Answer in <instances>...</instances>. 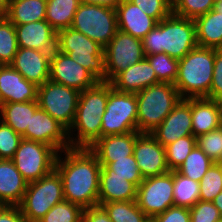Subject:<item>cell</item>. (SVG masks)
Returning <instances> with one entry per match:
<instances>
[{
  "instance_id": "1",
  "label": "cell",
  "mask_w": 222,
  "mask_h": 222,
  "mask_svg": "<svg viewBox=\"0 0 222 222\" xmlns=\"http://www.w3.org/2000/svg\"><path fill=\"white\" fill-rule=\"evenodd\" d=\"M60 153L55 170L62 180L65 200L83 209L98 206L101 165L97 156L89 148H68Z\"/></svg>"
},
{
  "instance_id": "2",
  "label": "cell",
  "mask_w": 222,
  "mask_h": 222,
  "mask_svg": "<svg viewBox=\"0 0 222 222\" xmlns=\"http://www.w3.org/2000/svg\"><path fill=\"white\" fill-rule=\"evenodd\" d=\"M107 101L108 82H99L80 92L75 118L68 130L70 148H90L101 138L102 115Z\"/></svg>"
},
{
  "instance_id": "3",
  "label": "cell",
  "mask_w": 222,
  "mask_h": 222,
  "mask_svg": "<svg viewBox=\"0 0 222 222\" xmlns=\"http://www.w3.org/2000/svg\"><path fill=\"white\" fill-rule=\"evenodd\" d=\"M142 45L145 56L166 53L182 59L198 46L194 20L171 13L142 39Z\"/></svg>"
},
{
  "instance_id": "4",
  "label": "cell",
  "mask_w": 222,
  "mask_h": 222,
  "mask_svg": "<svg viewBox=\"0 0 222 222\" xmlns=\"http://www.w3.org/2000/svg\"><path fill=\"white\" fill-rule=\"evenodd\" d=\"M215 50V48L197 46L179 59L174 86L182 99L209 95L213 80Z\"/></svg>"
},
{
  "instance_id": "5",
  "label": "cell",
  "mask_w": 222,
  "mask_h": 222,
  "mask_svg": "<svg viewBox=\"0 0 222 222\" xmlns=\"http://www.w3.org/2000/svg\"><path fill=\"white\" fill-rule=\"evenodd\" d=\"M137 130L151 134L182 99L174 84L157 83L136 93Z\"/></svg>"
},
{
  "instance_id": "6",
  "label": "cell",
  "mask_w": 222,
  "mask_h": 222,
  "mask_svg": "<svg viewBox=\"0 0 222 222\" xmlns=\"http://www.w3.org/2000/svg\"><path fill=\"white\" fill-rule=\"evenodd\" d=\"M56 49L90 71L99 82H106L104 48L94 40L70 27L57 32Z\"/></svg>"
},
{
  "instance_id": "7",
  "label": "cell",
  "mask_w": 222,
  "mask_h": 222,
  "mask_svg": "<svg viewBox=\"0 0 222 222\" xmlns=\"http://www.w3.org/2000/svg\"><path fill=\"white\" fill-rule=\"evenodd\" d=\"M63 200L62 180L54 169L39 180L28 183L19 207L28 222H39L55 204Z\"/></svg>"
},
{
  "instance_id": "8",
  "label": "cell",
  "mask_w": 222,
  "mask_h": 222,
  "mask_svg": "<svg viewBox=\"0 0 222 222\" xmlns=\"http://www.w3.org/2000/svg\"><path fill=\"white\" fill-rule=\"evenodd\" d=\"M71 28L105 48L118 31L116 11L107 6L81 3Z\"/></svg>"
},
{
  "instance_id": "9",
  "label": "cell",
  "mask_w": 222,
  "mask_h": 222,
  "mask_svg": "<svg viewBox=\"0 0 222 222\" xmlns=\"http://www.w3.org/2000/svg\"><path fill=\"white\" fill-rule=\"evenodd\" d=\"M130 132H138L136 94L117 91L108 83V101L102 115L101 137Z\"/></svg>"
},
{
  "instance_id": "10",
  "label": "cell",
  "mask_w": 222,
  "mask_h": 222,
  "mask_svg": "<svg viewBox=\"0 0 222 222\" xmlns=\"http://www.w3.org/2000/svg\"><path fill=\"white\" fill-rule=\"evenodd\" d=\"M58 153L44 143L22 139L12 160L23 178L30 183L55 169Z\"/></svg>"
},
{
  "instance_id": "11",
  "label": "cell",
  "mask_w": 222,
  "mask_h": 222,
  "mask_svg": "<svg viewBox=\"0 0 222 222\" xmlns=\"http://www.w3.org/2000/svg\"><path fill=\"white\" fill-rule=\"evenodd\" d=\"M79 95L76 89L48 80L38 86L37 102L40 109L69 130L75 118Z\"/></svg>"
},
{
  "instance_id": "12",
  "label": "cell",
  "mask_w": 222,
  "mask_h": 222,
  "mask_svg": "<svg viewBox=\"0 0 222 222\" xmlns=\"http://www.w3.org/2000/svg\"><path fill=\"white\" fill-rule=\"evenodd\" d=\"M106 82L110 83L119 73L144 59L142 39L117 31L104 48Z\"/></svg>"
},
{
  "instance_id": "13",
  "label": "cell",
  "mask_w": 222,
  "mask_h": 222,
  "mask_svg": "<svg viewBox=\"0 0 222 222\" xmlns=\"http://www.w3.org/2000/svg\"><path fill=\"white\" fill-rule=\"evenodd\" d=\"M136 203L150 219L174 206L173 170L144 178L137 187Z\"/></svg>"
},
{
  "instance_id": "14",
  "label": "cell",
  "mask_w": 222,
  "mask_h": 222,
  "mask_svg": "<svg viewBox=\"0 0 222 222\" xmlns=\"http://www.w3.org/2000/svg\"><path fill=\"white\" fill-rule=\"evenodd\" d=\"M49 80L79 92L90 89L99 83L90 71L57 49L51 53Z\"/></svg>"
},
{
  "instance_id": "15",
  "label": "cell",
  "mask_w": 222,
  "mask_h": 222,
  "mask_svg": "<svg viewBox=\"0 0 222 222\" xmlns=\"http://www.w3.org/2000/svg\"><path fill=\"white\" fill-rule=\"evenodd\" d=\"M22 138L44 143L58 152L70 148L68 130L40 108L31 117L30 130Z\"/></svg>"
},
{
  "instance_id": "16",
  "label": "cell",
  "mask_w": 222,
  "mask_h": 222,
  "mask_svg": "<svg viewBox=\"0 0 222 222\" xmlns=\"http://www.w3.org/2000/svg\"><path fill=\"white\" fill-rule=\"evenodd\" d=\"M133 156L143 178L170 172L165 147L151 134H140L136 138Z\"/></svg>"
},
{
  "instance_id": "17",
  "label": "cell",
  "mask_w": 222,
  "mask_h": 222,
  "mask_svg": "<svg viewBox=\"0 0 222 222\" xmlns=\"http://www.w3.org/2000/svg\"><path fill=\"white\" fill-rule=\"evenodd\" d=\"M151 135L164 147L180 137L193 135L190 98L181 99Z\"/></svg>"
},
{
  "instance_id": "18",
  "label": "cell",
  "mask_w": 222,
  "mask_h": 222,
  "mask_svg": "<svg viewBox=\"0 0 222 222\" xmlns=\"http://www.w3.org/2000/svg\"><path fill=\"white\" fill-rule=\"evenodd\" d=\"M51 53L30 48H19L10 64L27 81L41 86L49 80Z\"/></svg>"
},
{
  "instance_id": "19",
  "label": "cell",
  "mask_w": 222,
  "mask_h": 222,
  "mask_svg": "<svg viewBox=\"0 0 222 222\" xmlns=\"http://www.w3.org/2000/svg\"><path fill=\"white\" fill-rule=\"evenodd\" d=\"M34 83L27 81L11 65H0V103L29 102L37 100Z\"/></svg>"
},
{
  "instance_id": "20",
  "label": "cell",
  "mask_w": 222,
  "mask_h": 222,
  "mask_svg": "<svg viewBox=\"0 0 222 222\" xmlns=\"http://www.w3.org/2000/svg\"><path fill=\"white\" fill-rule=\"evenodd\" d=\"M19 48L52 53L57 47V32L46 20L14 25Z\"/></svg>"
},
{
  "instance_id": "21",
  "label": "cell",
  "mask_w": 222,
  "mask_h": 222,
  "mask_svg": "<svg viewBox=\"0 0 222 222\" xmlns=\"http://www.w3.org/2000/svg\"><path fill=\"white\" fill-rule=\"evenodd\" d=\"M115 11L118 30L140 39H143L158 23L129 0H122Z\"/></svg>"
},
{
  "instance_id": "22",
  "label": "cell",
  "mask_w": 222,
  "mask_h": 222,
  "mask_svg": "<svg viewBox=\"0 0 222 222\" xmlns=\"http://www.w3.org/2000/svg\"><path fill=\"white\" fill-rule=\"evenodd\" d=\"M157 83L159 82L155 71L146 57L129 66L110 82L117 91L135 94Z\"/></svg>"
},
{
  "instance_id": "23",
  "label": "cell",
  "mask_w": 222,
  "mask_h": 222,
  "mask_svg": "<svg viewBox=\"0 0 222 222\" xmlns=\"http://www.w3.org/2000/svg\"><path fill=\"white\" fill-rule=\"evenodd\" d=\"M137 196V186L125 178L116 176L107 166H101L99 180L98 205L107 202L134 201Z\"/></svg>"
},
{
  "instance_id": "24",
  "label": "cell",
  "mask_w": 222,
  "mask_h": 222,
  "mask_svg": "<svg viewBox=\"0 0 222 222\" xmlns=\"http://www.w3.org/2000/svg\"><path fill=\"white\" fill-rule=\"evenodd\" d=\"M139 132L121 135H109L99 138L89 149L97 156L99 163H111L133 155L136 138Z\"/></svg>"
},
{
  "instance_id": "25",
  "label": "cell",
  "mask_w": 222,
  "mask_h": 222,
  "mask_svg": "<svg viewBox=\"0 0 222 222\" xmlns=\"http://www.w3.org/2000/svg\"><path fill=\"white\" fill-rule=\"evenodd\" d=\"M28 182L16 168L12 159H0V204L19 206Z\"/></svg>"
},
{
  "instance_id": "26",
  "label": "cell",
  "mask_w": 222,
  "mask_h": 222,
  "mask_svg": "<svg viewBox=\"0 0 222 222\" xmlns=\"http://www.w3.org/2000/svg\"><path fill=\"white\" fill-rule=\"evenodd\" d=\"M192 133L198 137L220 127L219 101L206 97L190 98Z\"/></svg>"
},
{
  "instance_id": "27",
  "label": "cell",
  "mask_w": 222,
  "mask_h": 222,
  "mask_svg": "<svg viewBox=\"0 0 222 222\" xmlns=\"http://www.w3.org/2000/svg\"><path fill=\"white\" fill-rule=\"evenodd\" d=\"M197 44L222 49V14L214 8L194 19Z\"/></svg>"
},
{
  "instance_id": "28",
  "label": "cell",
  "mask_w": 222,
  "mask_h": 222,
  "mask_svg": "<svg viewBox=\"0 0 222 222\" xmlns=\"http://www.w3.org/2000/svg\"><path fill=\"white\" fill-rule=\"evenodd\" d=\"M38 108L37 100L1 104L0 120L23 136L26 130H30L31 117Z\"/></svg>"
},
{
  "instance_id": "29",
  "label": "cell",
  "mask_w": 222,
  "mask_h": 222,
  "mask_svg": "<svg viewBox=\"0 0 222 222\" xmlns=\"http://www.w3.org/2000/svg\"><path fill=\"white\" fill-rule=\"evenodd\" d=\"M47 0H11L5 16L14 24L45 20Z\"/></svg>"
},
{
  "instance_id": "30",
  "label": "cell",
  "mask_w": 222,
  "mask_h": 222,
  "mask_svg": "<svg viewBox=\"0 0 222 222\" xmlns=\"http://www.w3.org/2000/svg\"><path fill=\"white\" fill-rule=\"evenodd\" d=\"M80 4L79 0H47L45 20L56 32L70 28Z\"/></svg>"
},
{
  "instance_id": "31",
  "label": "cell",
  "mask_w": 222,
  "mask_h": 222,
  "mask_svg": "<svg viewBox=\"0 0 222 222\" xmlns=\"http://www.w3.org/2000/svg\"><path fill=\"white\" fill-rule=\"evenodd\" d=\"M200 183L173 170L174 206L191 208L200 200Z\"/></svg>"
},
{
  "instance_id": "32",
  "label": "cell",
  "mask_w": 222,
  "mask_h": 222,
  "mask_svg": "<svg viewBox=\"0 0 222 222\" xmlns=\"http://www.w3.org/2000/svg\"><path fill=\"white\" fill-rule=\"evenodd\" d=\"M112 222H151L134 201L107 202L100 205Z\"/></svg>"
},
{
  "instance_id": "33",
  "label": "cell",
  "mask_w": 222,
  "mask_h": 222,
  "mask_svg": "<svg viewBox=\"0 0 222 222\" xmlns=\"http://www.w3.org/2000/svg\"><path fill=\"white\" fill-rule=\"evenodd\" d=\"M213 163L202 149L196 145L176 171L187 178L200 182Z\"/></svg>"
},
{
  "instance_id": "34",
  "label": "cell",
  "mask_w": 222,
  "mask_h": 222,
  "mask_svg": "<svg viewBox=\"0 0 222 222\" xmlns=\"http://www.w3.org/2000/svg\"><path fill=\"white\" fill-rule=\"evenodd\" d=\"M19 49L14 24L0 15V65H10Z\"/></svg>"
},
{
  "instance_id": "35",
  "label": "cell",
  "mask_w": 222,
  "mask_h": 222,
  "mask_svg": "<svg viewBox=\"0 0 222 222\" xmlns=\"http://www.w3.org/2000/svg\"><path fill=\"white\" fill-rule=\"evenodd\" d=\"M146 58L155 71L158 82L174 84L179 67L178 59L170 57L166 53L146 55Z\"/></svg>"
},
{
  "instance_id": "36",
  "label": "cell",
  "mask_w": 222,
  "mask_h": 222,
  "mask_svg": "<svg viewBox=\"0 0 222 222\" xmlns=\"http://www.w3.org/2000/svg\"><path fill=\"white\" fill-rule=\"evenodd\" d=\"M195 146L196 137L193 135L180 137L175 142L165 146L166 162L169 170H177Z\"/></svg>"
},
{
  "instance_id": "37",
  "label": "cell",
  "mask_w": 222,
  "mask_h": 222,
  "mask_svg": "<svg viewBox=\"0 0 222 222\" xmlns=\"http://www.w3.org/2000/svg\"><path fill=\"white\" fill-rule=\"evenodd\" d=\"M83 211L79 205L63 200L55 204L39 222H80Z\"/></svg>"
},
{
  "instance_id": "38",
  "label": "cell",
  "mask_w": 222,
  "mask_h": 222,
  "mask_svg": "<svg viewBox=\"0 0 222 222\" xmlns=\"http://www.w3.org/2000/svg\"><path fill=\"white\" fill-rule=\"evenodd\" d=\"M215 0H172V13L195 19L214 8Z\"/></svg>"
},
{
  "instance_id": "39",
  "label": "cell",
  "mask_w": 222,
  "mask_h": 222,
  "mask_svg": "<svg viewBox=\"0 0 222 222\" xmlns=\"http://www.w3.org/2000/svg\"><path fill=\"white\" fill-rule=\"evenodd\" d=\"M200 200L213 201L222 191V170L218 163H213L200 180Z\"/></svg>"
},
{
  "instance_id": "40",
  "label": "cell",
  "mask_w": 222,
  "mask_h": 222,
  "mask_svg": "<svg viewBox=\"0 0 222 222\" xmlns=\"http://www.w3.org/2000/svg\"><path fill=\"white\" fill-rule=\"evenodd\" d=\"M101 166H107L113 170L116 176L125 178L127 181L134 183L137 187L144 180L136 160L133 155L126 156L122 159H114L111 163H100Z\"/></svg>"
},
{
  "instance_id": "41",
  "label": "cell",
  "mask_w": 222,
  "mask_h": 222,
  "mask_svg": "<svg viewBox=\"0 0 222 222\" xmlns=\"http://www.w3.org/2000/svg\"><path fill=\"white\" fill-rule=\"evenodd\" d=\"M196 145L214 162L222 161V127L196 137Z\"/></svg>"
},
{
  "instance_id": "42",
  "label": "cell",
  "mask_w": 222,
  "mask_h": 222,
  "mask_svg": "<svg viewBox=\"0 0 222 222\" xmlns=\"http://www.w3.org/2000/svg\"><path fill=\"white\" fill-rule=\"evenodd\" d=\"M22 136L0 120V159H12Z\"/></svg>"
},
{
  "instance_id": "43",
  "label": "cell",
  "mask_w": 222,
  "mask_h": 222,
  "mask_svg": "<svg viewBox=\"0 0 222 222\" xmlns=\"http://www.w3.org/2000/svg\"><path fill=\"white\" fill-rule=\"evenodd\" d=\"M157 22L172 13V0H129Z\"/></svg>"
},
{
  "instance_id": "44",
  "label": "cell",
  "mask_w": 222,
  "mask_h": 222,
  "mask_svg": "<svg viewBox=\"0 0 222 222\" xmlns=\"http://www.w3.org/2000/svg\"><path fill=\"white\" fill-rule=\"evenodd\" d=\"M190 210V222H222V215L211 201L199 200Z\"/></svg>"
},
{
  "instance_id": "45",
  "label": "cell",
  "mask_w": 222,
  "mask_h": 222,
  "mask_svg": "<svg viewBox=\"0 0 222 222\" xmlns=\"http://www.w3.org/2000/svg\"><path fill=\"white\" fill-rule=\"evenodd\" d=\"M206 98L222 100V49L215 50L213 80Z\"/></svg>"
},
{
  "instance_id": "46",
  "label": "cell",
  "mask_w": 222,
  "mask_h": 222,
  "mask_svg": "<svg viewBox=\"0 0 222 222\" xmlns=\"http://www.w3.org/2000/svg\"><path fill=\"white\" fill-rule=\"evenodd\" d=\"M151 222H190V210L187 207L171 206L165 212L154 216Z\"/></svg>"
},
{
  "instance_id": "47",
  "label": "cell",
  "mask_w": 222,
  "mask_h": 222,
  "mask_svg": "<svg viewBox=\"0 0 222 222\" xmlns=\"http://www.w3.org/2000/svg\"><path fill=\"white\" fill-rule=\"evenodd\" d=\"M0 222H28L19 206L0 207Z\"/></svg>"
},
{
  "instance_id": "48",
  "label": "cell",
  "mask_w": 222,
  "mask_h": 222,
  "mask_svg": "<svg viewBox=\"0 0 222 222\" xmlns=\"http://www.w3.org/2000/svg\"><path fill=\"white\" fill-rule=\"evenodd\" d=\"M83 222H112L101 206L86 208L82 215Z\"/></svg>"
},
{
  "instance_id": "49",
  "label": "cell",
  "mask_w": 222,
  "mask_h": 222,
  "mask_svg": "<svg viewBox=\"0 0 222 222\" xmlns=\"http://www.w3.org/2000/svg\"><path fill=\"white\" fill-rule=\"evenodd\" d=\"M80 3L96 4L116 9L122 0H79Z\"/></svg>"
},
{
  "instance_id": "50",
  "label": "cell",
  "mask_w": 222,
  "mask_h": 222,
  "mask_svg": "<svg viewBox=\"0 0 222 222\" xmlns=\"http://www.w3.org/2000/svg\"><path fill=\"white\" fill-rule=\"evenodd\" d=\"M11 0H0V15H5L9 9Z\"/></svg>"
},
{
  "instance_id": "51",
  "label": "cell",
  "mask_w": 222,
  "mask_h": 222,
  "mask_svg": "<svg viewBox=\"0 0 222 222\" xmlns=\"http://www.w3.org/2000/svg\"><path fill=\"white\" fill-rule=\"evenodd\" d=\"M222 215V191L212 201Z\"/></svg>"
},
{
  "instance_id": "52",
  "label": "cell",
  "mask_w": 222,
  "mask_h": 222,
  "mask_svg": "<svg viewBox=\"0 0 222 222\" xmlns=\"http://www.w3.org/2000/svg\"><path fill=\"white\" fill-rule=\"evenodd\" d=\"M214 9L222 14V0L215 2Z\"/></svg>"
},
{
  "instance_id": "53",
  "label": "cell",
  "mask_w": 222,
  "mask_h": 222,
  "mask_svg": "<svg viewBox=\"0 0 222 222\" xmlns=\"http://www.w3.org/2000/svg\"><path fill=\"white\" fill-rule=\"evenodd\" d=\"M219 109H220V127H222V100L219 101Z\"/></svg>"
},
{
  "instance_id": "54",
  "label": "cell",
  "mask_w": 222,
  "mask_h": 222,
  "mask_svg": "<svg viewBox=\"0 0 222 222\" xmlns=\"http://www.w3.org/2000/svg\"><path fill=\"white\" fill-rule=\"evenodd\" d=\"M220 165V168L222 170V161L218 163Z\"/></svg>"
}]
</instances>
